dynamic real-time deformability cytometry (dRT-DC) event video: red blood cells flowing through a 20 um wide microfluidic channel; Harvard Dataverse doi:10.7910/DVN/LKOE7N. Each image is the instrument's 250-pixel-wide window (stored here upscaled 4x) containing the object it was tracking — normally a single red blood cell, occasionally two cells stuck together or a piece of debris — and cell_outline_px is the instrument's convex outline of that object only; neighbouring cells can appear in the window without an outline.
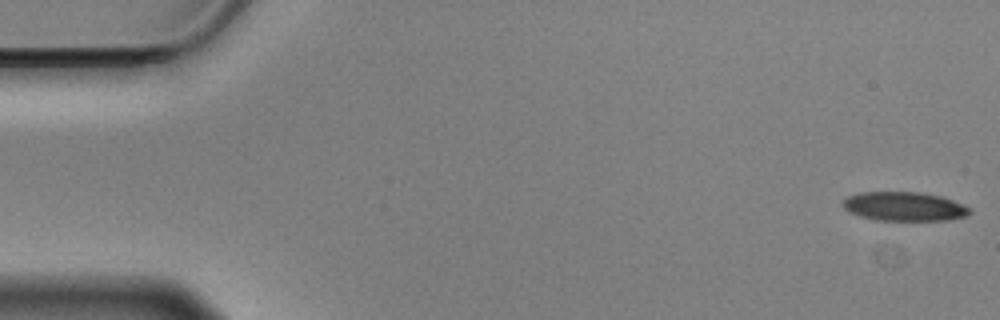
{"species": "Egyptian fruit bat (a non-hibernating species)", "species_latin": "Rousettus aegyptiacus", "temperature_condition": "cold", "stored_images_in_passage": 53, "camera_frame_rate_fps": 3000, "um_per_image_px": 0.085, "animal": {"sex": "male"}, "frame": {"image": 1, "passage_image": 1, "time_ms": 0.0, "image_size_px": [1000, 320], "cell_outline_px": [[972, 212], [968, 216], [948, 220], [876, 220], [860, 216], [848, 212], [840, 204], [848, 196], [860, 192], [916, 192], [940, 196], [952, 200], [968, 208]], "centroid_in_image_um": [76.82, 17.55], "position_along_channel_um": 8.2, "area_um2": 21.39}}
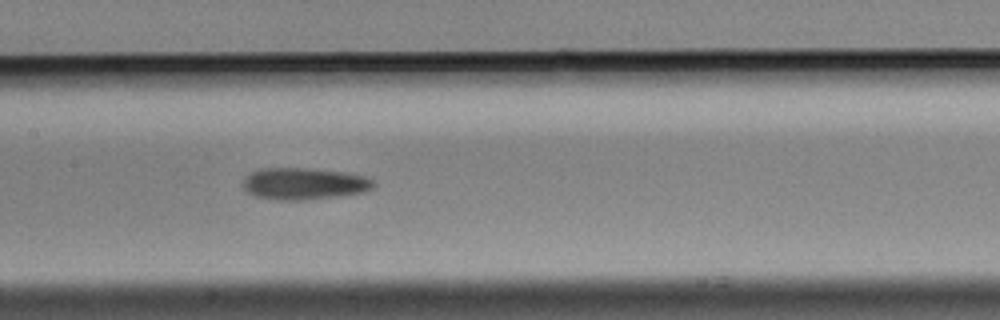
{"frame": {"image": 2, "passage_image": 27, "time_ms": 8.667, "image_size_px": [1000, 320], "cell_outline_px": [[376, 184], [372, 188], [364, 192], [340, 196], [300, 200], [280, 200], [256, 196], [248, 192], [244, 188], [244, 176], [260, 168], [304, 168], [344, 172], [364, 176], [372, 180]], "centroid_in_image_um": [25.85, 15.61], "position_along_channel_um": 181.6, "area_um2": 24.04}}
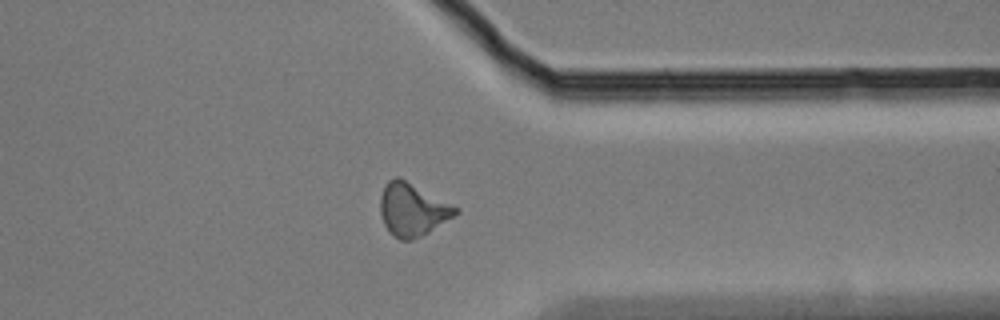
{"frame": {"image": 3, "passage_image": 44, "time_ms": 14.333, "image_size_px": [1000, 320], "cell_outline_px": [[460, 212], [428, 232], [412, 240], [400, 240], [388, 232], [384, 224], [380, 212], [380, 196], [388, 180], [396, 176], [400, 176], [460, 208]], "centroid_in_image_um": [35.05, 17.79], "position_along_channel_um": 376.3, "area_um2": 23.29}}